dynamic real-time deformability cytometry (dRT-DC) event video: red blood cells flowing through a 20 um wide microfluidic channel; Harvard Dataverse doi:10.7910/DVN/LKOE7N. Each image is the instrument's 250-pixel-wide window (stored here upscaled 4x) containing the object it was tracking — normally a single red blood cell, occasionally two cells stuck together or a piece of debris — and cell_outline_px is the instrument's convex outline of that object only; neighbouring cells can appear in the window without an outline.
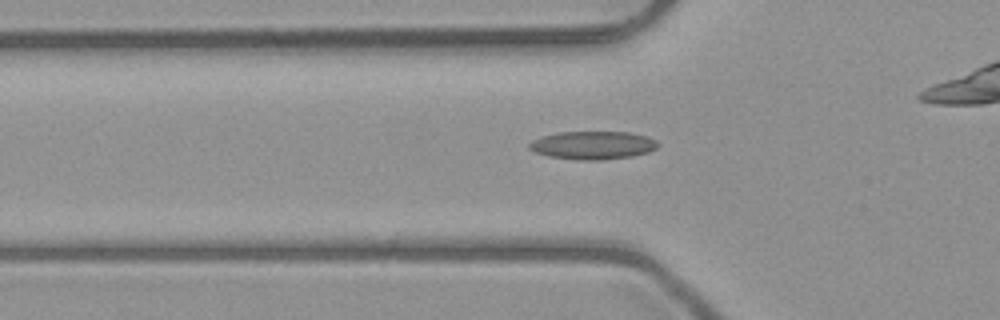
{"species": "common noctule bat (a hibernating species)", "species_latin": "Nyctalus noctula", "temperature_condition": "room temperature", "stored_images_in_passage": 31, "camera_frame_rate_fps": 3000, "um_per_image_px": 0.085, "animal": {"sex": "male", "body_mass_g": 23.1, "forearm_length_mm": 52.7}, "frame": {"image": 1, "passage_image": 7, "time_ms": 2.0, "image_size_px": [1000, 320], "cell_outline_px": [[660, 144], [656, 148], [648, 152], [632, 156], [604, 160], [576, 160], [548, 156], [536, 152], [528, 148], [528, 144], [532, 140], [540, 136], [560, 132], [628, 132], [648, 136], [656, 140]], "centroid_in_image_um": [50.39, 12.34], "position_along_channel_um": 75.4, "area_um2": 21.27}}
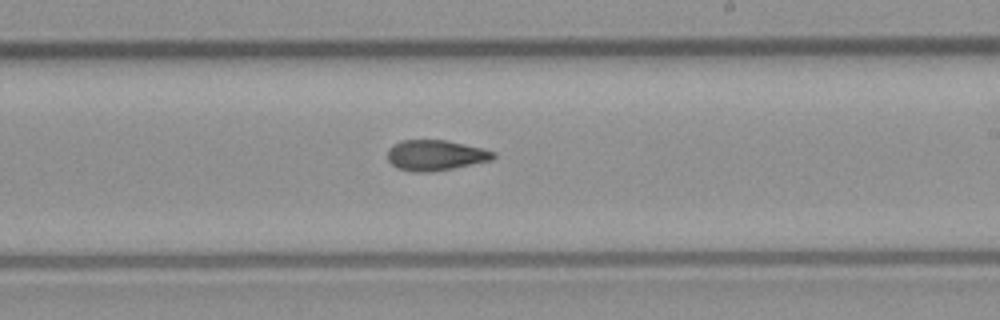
{"frame": {"image": 2, "passage_image": 20, "time_ms": 6.333, "image_size_px": [1000, 320], "cell_outline_px": [[496, 156], [492, 160], [432, 172], [416, 172], [396, 168], [388, 160], [388, 148], [392, 144], [400, 140], [444, 140], [484, 148], [496, 152]], "centroid_in_image_um": [37.01, 13.19], "position_along_channel_um": 252.0, "area_um2": 18.9}}
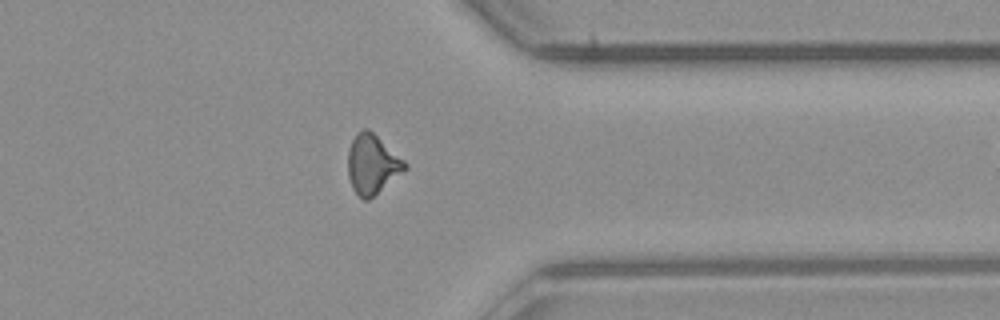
{"frame": {"image": 3, "passage_image": 30, "time_ms": 9.667, "image_size_px": [1000, 320], "cell_outline_px": [[408, 168], [368, 200], [364, 200], [352, 188], [348, 176], [348, 148], [356, 132], [364, 128], [368, 128], [404, 160], [408, 164]], "centroid_in_image_um": [31.63, 13.94], "position_along_channel_um": 379.8, "area_um2": 19.59}}